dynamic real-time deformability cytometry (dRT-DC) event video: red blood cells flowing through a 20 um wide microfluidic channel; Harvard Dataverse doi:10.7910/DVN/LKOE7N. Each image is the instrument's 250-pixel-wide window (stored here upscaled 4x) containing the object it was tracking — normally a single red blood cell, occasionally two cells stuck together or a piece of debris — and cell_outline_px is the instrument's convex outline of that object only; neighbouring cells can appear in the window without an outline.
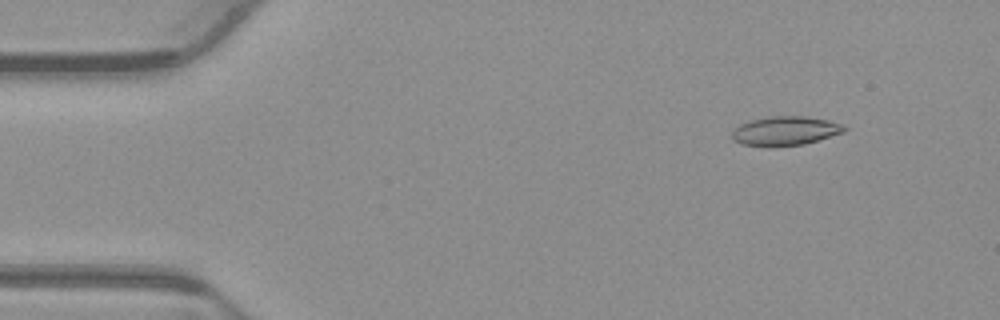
{"species": "common noctule bat (a hibernating species)", "species_latin": "Nyctalus noctula", "temperature_condition": "warm", "stored_images_in_passage": 53, "camera_frame_rate_fps": 3000, "um_per_image_px": 0.085, "animal": {"sex": "male", "body_mass_g": 23.1, "forearm_length_mm": 52.7}, "frame": {"image": 1, "passage_image": 6, "time_ms": 1.667, "image_size_px": [1000, 320], "cell_outline_px": [[848, 128], [844, 132], [804, 144], [740, 144], [732, 140], [732, 132], [740, 124], [748, 120], [768, 116], [804, 116], [828, 120], [844, 124]], "centroid_in_image_um": [66.77, 11.08], "position_along_channel_um": 18.2, "area_um2": 18.55}}
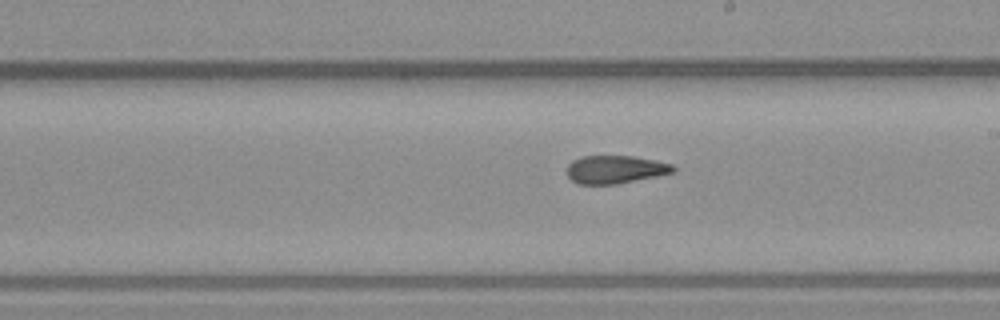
{"frame": {"image": 2, "passage_image": 30, "time_ms": 9.667, "image_size_px": [1000, 320], "cell_outline_px": [[676, 172], [616, 184], [576, 184], [568, 176], [568, 164], [572, 160], [584, 156], [632, 156], [656, 160], [672, 164], [676, 168]], "centroid_in_image_um": [52.31, 14.4], "position_along_channel_um": 236.7, "area_um2": 17.34}}
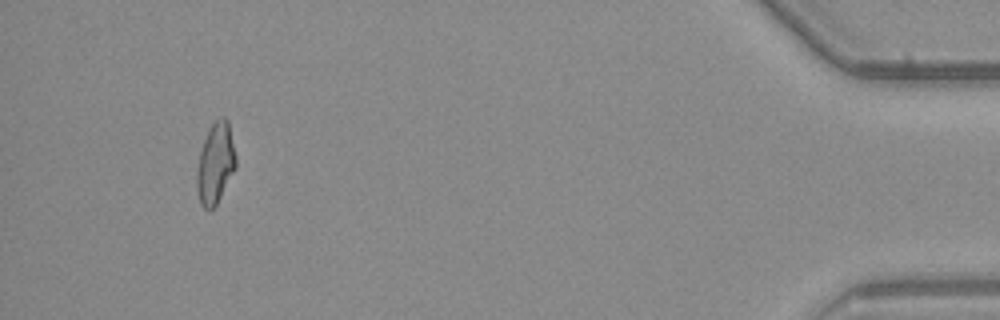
{"frame": {"image": 3, "passage_image": 50, "time_ms": 16.333, "image_size_px": [1000, 320], "cell_outline_px": [[236, 168], [216, 204], [208, 212], [200, 204], [196, 188], [196, 172], [200, 152], [204, 140], [212, 124], [220, 116], [224, 116], [228, 120], [236, 156]], "centroid_in_image_um": [18.31, 13.9], "position_along_channel_um": 416.9, "area_um2": 18.38}, "authors_computed_cell_mechanics": {"area_um2": 18.5538, "velocity_mm_per_s": 3.8701, "shape_relaxation_time_tau1_ms": null, "shape_relaxation_time_tau2_ms": 2.2502, "deformation_change_tau1": null, "deformation_change_tau2": 0.0915}}